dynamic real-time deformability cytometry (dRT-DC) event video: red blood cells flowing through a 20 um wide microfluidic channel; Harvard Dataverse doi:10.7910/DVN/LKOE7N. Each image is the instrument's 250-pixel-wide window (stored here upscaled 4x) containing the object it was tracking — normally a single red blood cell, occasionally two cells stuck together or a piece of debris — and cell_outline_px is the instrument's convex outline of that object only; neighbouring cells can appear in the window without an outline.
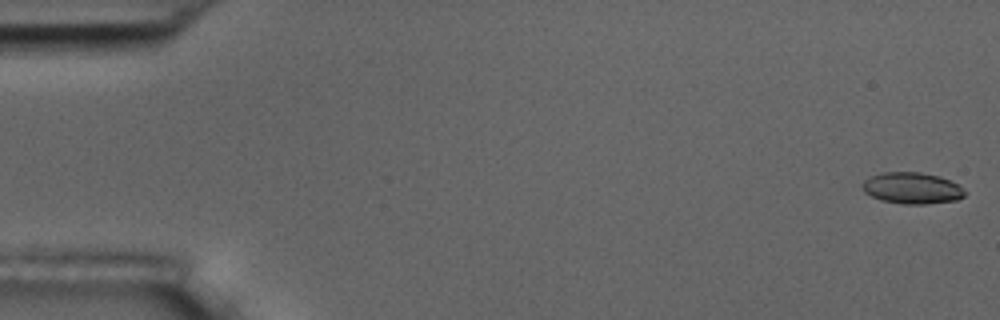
{"species": "common noctule bat (a hibernating species)", "species_latin": "Nyctalus noctula", "temperature_condition": "room temperature", "stored_images_in_passage": 5, "camera_frame_rate_fps": 3000, "um_per_image_px": 0.085, "animal": {"sex": "male", "body_mass_g": 17.5, "forearm_length_mm": 52.3}, "frame": {"image": 1, "passage_image": 1, "time_ms": 0.0, "image_size_px": [1000, 320], "cell_outline_px": [[968, 192], [964, 196], [956, 200], [928, 204], [904, 204], [880, 200], [864, 192], [860, 184], [868, 176], [884, 172], [920, 172], [940, 176], [956, 184]], "centroid_in_image_um": [77.49, 15.99], "position_along_channel_um": 7.5, "area_um2": 18.9}}
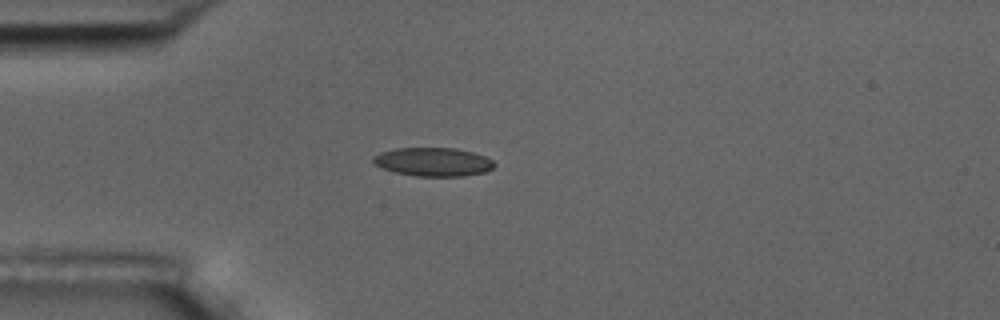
{"frame": {"image": 2, "passage_image": 4, "time_ms": 4.667, "image_size_px": [1000, 320], "cell_outline_px": [[496, 164], [492, 168], [484, 172], [464, 176], [416, 176], [396, 172], [372, 164], [372, 156], [380, 152], [396, 148], [456, 148], [472, 152], [484, 156], [492, 160]], "centroid_in_image_um": [36.8, 13.75], "position_along_channel_um": 48.2, "area_um2": 20.17}}